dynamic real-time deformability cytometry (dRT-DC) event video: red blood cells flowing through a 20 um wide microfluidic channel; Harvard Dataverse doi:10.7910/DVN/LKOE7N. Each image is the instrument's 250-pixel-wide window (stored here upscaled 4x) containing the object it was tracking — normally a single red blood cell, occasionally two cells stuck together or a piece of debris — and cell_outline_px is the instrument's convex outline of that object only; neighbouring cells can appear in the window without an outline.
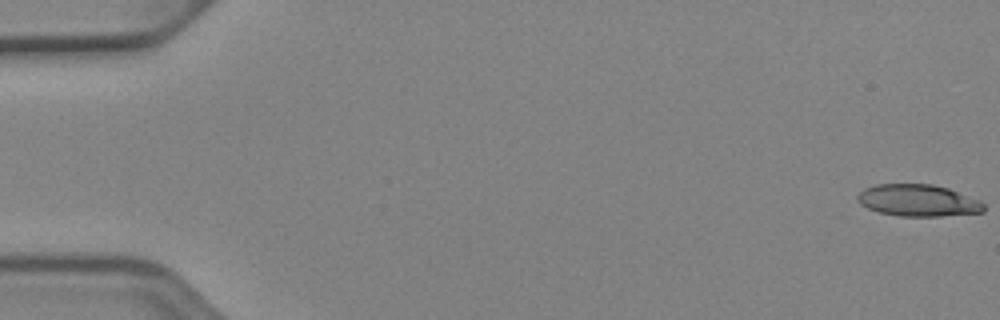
{"species": "Egyptian fruit bat (a non-hibernating species)", "species_latin": "Rousettus aegyptiacus", "temperature_condition": "cold", "stored_images_in_passage": 52, "camera_frame_rate_fps": 3000, "um_per_image_px": 0.085, "animal": {"sex": "female"}, "frame": {"image": 1, "passage_image": 1, "time_ms": 0.0, "image_size_px": [1000, 320], "cell_outline_px": [[984, 212], [940, 216], [900, 216], [880, 212], [868, 208], [860, 204], [856, 200], [856, 196], [864, 188], [876, 184], [932, 184], [948, 188], [980, 200], [984, 204]], "centroid_in_image_um": [78.02, 17.03], "position_along_channel_um": 7.0, "area_um2": 23.47}}
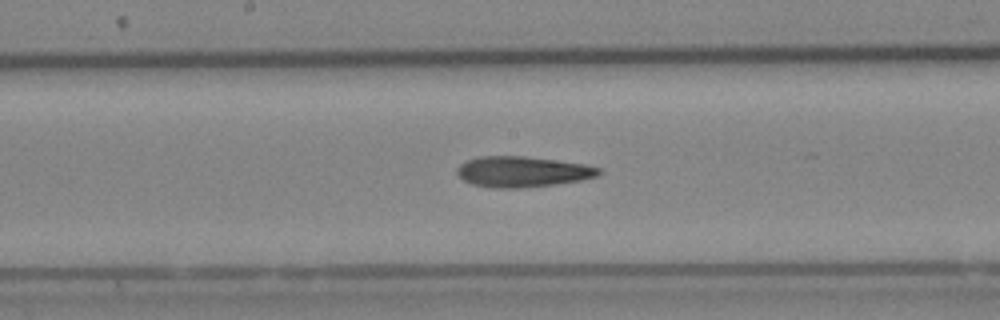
{"frame": {"image": 2, "passage_image": 28, "time_ms": 9.0, "image_size_px": [1000, 320], "cell_outline_px": [[600, 172], [596, 176], [580, 180], [556, 184], [520, 188], [496, 188], [472, 184], [464, 180], [456, 172], [456, 168], [460, 164], [468, 160], [480, 156], [524, 156], [556, 160], [584, 164], [600, 168]], "centroid_in_image_um": [44.38, 14.59], "position_along_channel_um": 203.8, "area_um2": 25.14}}
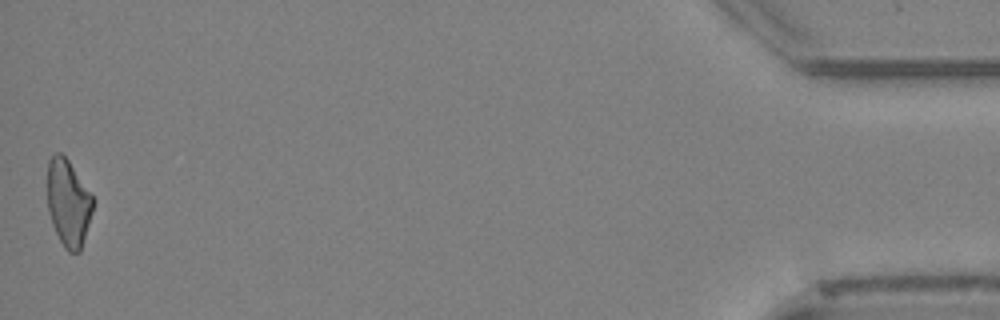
{"frame": {"image": 3, "passage_image": 52, "time_ms": 17.0, "image_size_px": [1000, 320], "cell_outline_px": [[96, 200], [80, 252], [68, 252], [64, 248], [52, 224], [48, 212], [48, 160], [56, 152], [60, 152], [68, 160]], "centroid_in_image_um": [5.82, 17.25], "position_along_channel_um": 429.4, "area_um2": 23.12}}